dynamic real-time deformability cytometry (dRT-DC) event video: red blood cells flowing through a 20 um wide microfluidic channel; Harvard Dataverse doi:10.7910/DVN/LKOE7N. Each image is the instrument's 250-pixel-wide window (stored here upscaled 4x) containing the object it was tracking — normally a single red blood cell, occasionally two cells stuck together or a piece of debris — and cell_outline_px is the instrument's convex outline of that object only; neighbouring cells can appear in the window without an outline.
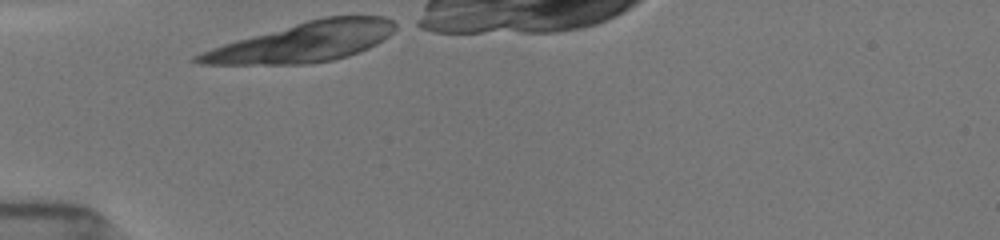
{"species": "common noctule bat (a hibernating species)", "species_latin": "Nyctalus noctula", "temperature_condition": "room temperature", "stored_images_in_passage": 10, "segment_of_instrument_passage": [1, 2], "camera_frame_rate_fps": 3000, "um_per_image_px": 0.085, "animal": {"sex": "female", "body_mass_g": 19.5, "forearm_length_mm": 54.1}, "frame": {"image": 1, "passage_image": 1, "time_ms": 0.0, "image_size_px": [1000, 240], "cell_outline_px": [[316, 40], [284, 60], [260, 60], [220, 52], [228, 48], [240, 44], [296, 28], [300, 28], [316, 36]], "centroid_in_image_um": [23.29, 3.89], "position_along_channel_um": 61.7, "area_um2": 12.2}}
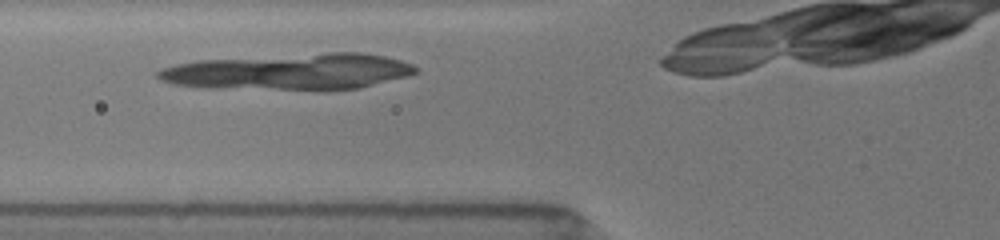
{"frame": {"image": 2, "passage_image": 5, "time_ms": 1.333, "image_size_px": [1000, 240], "cell_outline_px": [[296, 64], [292, 68], [260, 80], [208, 80], [168, 76], [172, 72], [184, 68], [208, 64]], "centroid_in_image_um": [19.69, 6.09], "position_along_channel_um": 106.1, "area_um2": 11.27}}